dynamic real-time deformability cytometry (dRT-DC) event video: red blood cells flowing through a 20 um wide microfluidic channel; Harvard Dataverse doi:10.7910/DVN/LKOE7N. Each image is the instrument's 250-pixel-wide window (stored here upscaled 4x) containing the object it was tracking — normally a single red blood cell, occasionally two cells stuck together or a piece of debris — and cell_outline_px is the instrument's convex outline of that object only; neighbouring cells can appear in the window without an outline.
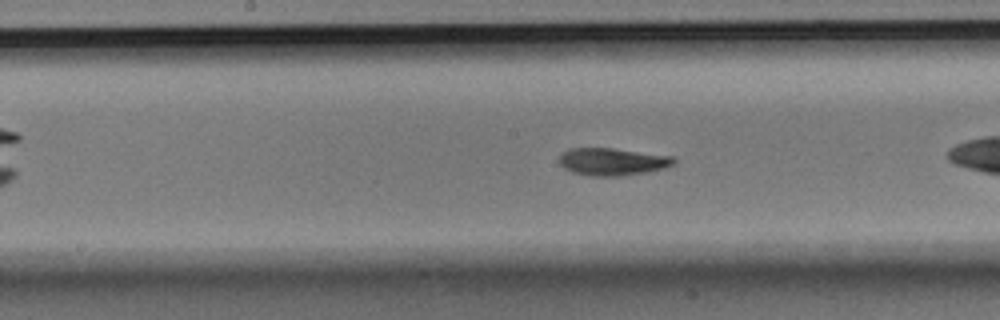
{"species": "Egyptian fruit bat (a non-hibernating species)", "species_latin": "Rousettus aegyptiacus", "temperature_condition": "room temperature", "stored_images_in_passage": 41, "camera_frame_rate_fps": 3000, "um_per_image_px": 0.085, "animal": {"sex": "male"}, "frame": {"image": 1, "passage_image": 12, "time_ms": 3.667, "image_size_px": [1000, 320], "cell_outline_px": [[676, 164], [664, 168], [648, 172], [620, 176], [592, 176], [572, 172], [564, 168], [560, 164], [560, 156], [568, 148], [612, 148], [676, 156]], "centroid_in_image_um": [52.11, 13.74], "position_along_channel_um": 196.1, "area_um2": 18.5}, "authors_computed_cell_mechanics": {"area_um2": 17.8602, "velocity_mm_per_s": 3.5805, "shape_relaxation_time_tau1_ms": 4.6132, "shape_relaxation_time_tau2_ms": 2.8328, "deformation_change_tau1": 0.1312, "deformation_change_tau2": 0.0794}}